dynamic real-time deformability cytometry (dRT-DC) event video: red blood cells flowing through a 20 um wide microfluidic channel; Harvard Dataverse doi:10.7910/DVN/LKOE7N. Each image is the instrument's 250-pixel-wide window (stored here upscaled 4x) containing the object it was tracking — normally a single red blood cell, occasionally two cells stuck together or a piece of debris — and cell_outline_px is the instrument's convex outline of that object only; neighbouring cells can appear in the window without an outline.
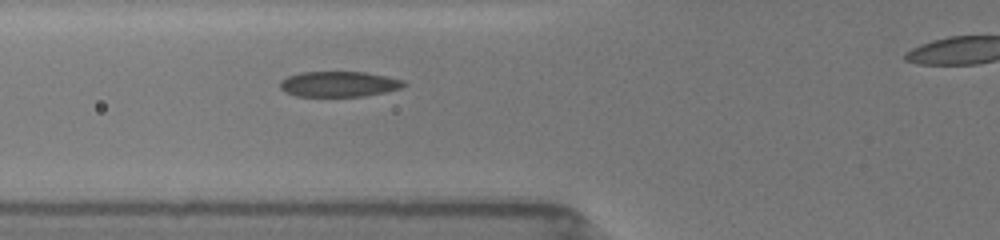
{"species": "common noctule bat (a hibernating species)", "species_latin": "Nyctalus noctula", "temperature_condition": "room temperature", "stored_images_in_passage": 10, "segment_of_instrument_passage": [1, 2], "camera_frame_rate_fps": 3000, "um_per_image_px": 0.085, "animal": {"sex": "female", "body_mass_g": 19.5, "forearm_length_mm": 54.1}, "frame": {"image": 1, "passage_image": 9, "time_ms": 2.667, "image_size_px": [1000, 240], "cell_outline_px": [[408, 84], [404, 88], [364, 96], [296, 96], [284, 92], [280, 88], [280, 80], [288, 76], [300, 72], [364, 72], [404, 80]], "centroid_in_image_um": [28.81, 7.15], "position_along_channel_um": 97.0, "area_um2": 18.44}}